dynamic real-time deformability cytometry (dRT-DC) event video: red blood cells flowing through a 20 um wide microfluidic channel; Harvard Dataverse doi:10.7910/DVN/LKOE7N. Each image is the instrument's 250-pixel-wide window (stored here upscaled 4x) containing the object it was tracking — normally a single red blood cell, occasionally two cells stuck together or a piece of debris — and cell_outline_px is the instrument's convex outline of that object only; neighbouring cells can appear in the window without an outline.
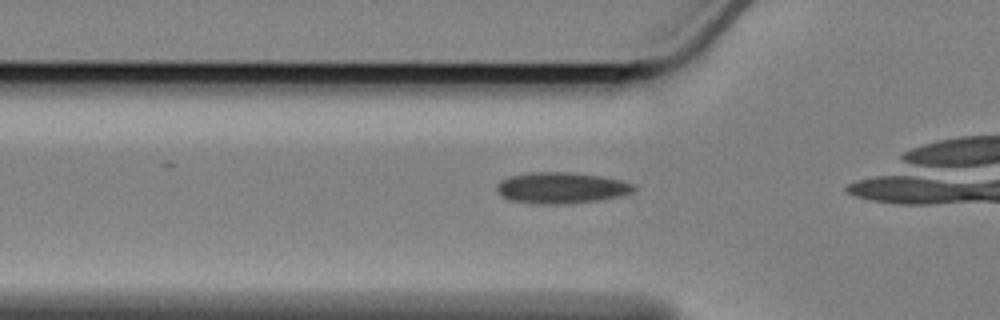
{"species": "Egyptian fruit bat (a non-hibernating species)", "species_latin": "Rousettus aegyptiacus", "temperature_condition": "cold", "stored_images_in_passage": 14, "camera_frame_rate_fps": 3000, "um_per_image_px": 0.085, "animal": {"sex": "female"}, "frame": {"image": 1, "passage_image": 5, "time_ms": 1.333, "image_size_px": [1000, 320], "cell_outline_px": [[636, 188], [632, 192], [620, 196], [600, 200], [572, 204], [540, 204], [512, 200], [504, 196], [496, 188], [496, 184], [500, 180], [512, 176], [532, 172], [568, 172], [600, 176], [620, 180], [632, 184]], "centroid_in_image_um": [47.73, 15.97], "position_along_channel_um": 78.1, "area_um2": 24.68}}
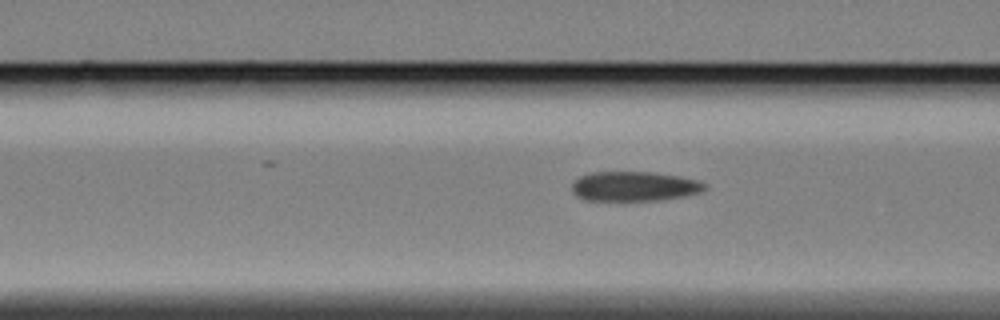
{"frame": {"image": 2, "passage_image": 8, "time_ms": 2.333, "image_size_px": [1000, 320], "cell_outline_px": [[704, 188], [700, 192], [684, 196], [660, 200], [584, 200], [576, 196], [572, 192], [572, 184], [580, 176], [592, 172], [648, 172], [676, 176], [696, 180], [704, 184]], "centroid_in_image_um": [53.84, 15.84], "position_along_channel_um": 112.8, "area_um2": 22.6}}
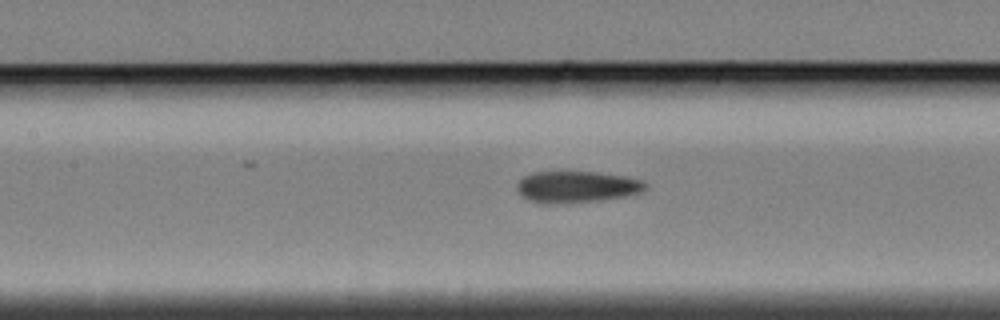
{"frame": {"image": 3, "passage_image": 12, "time_ms": 3.667, "image_size_px": [1000, 320], "cell_outline_px": [[648, 188], [640, 192], [624, 196], [600, 200], [556, 204], [536, 204], [520, 196], [516, 188], [516, 184], [524, 176], [536, 172], [596, 172], [624, 176], [644, 180], [648, 184]], "centroid_in_image_um": [48.99, 15.89], "position_along_channel_um": 158.4, "area_um2": 23.87}}